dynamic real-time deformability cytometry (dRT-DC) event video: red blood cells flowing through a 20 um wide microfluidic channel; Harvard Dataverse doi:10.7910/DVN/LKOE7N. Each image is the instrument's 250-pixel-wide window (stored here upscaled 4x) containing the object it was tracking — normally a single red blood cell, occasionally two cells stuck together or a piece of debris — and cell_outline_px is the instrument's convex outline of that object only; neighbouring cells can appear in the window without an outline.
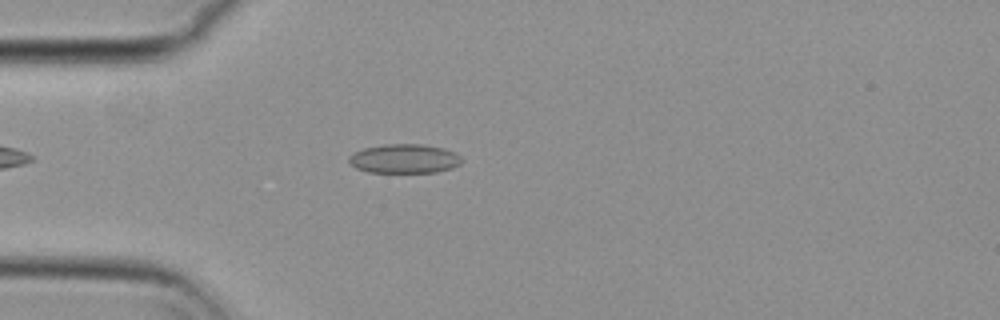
{"species": "common noctule bat (a hibernating species)", "species_latin": "Nyctalus noctula", "temperature_condition": "cold", "stored_images_in_passage": 47, "camera_frame_rate_fps": 3000, "um_per_image_px": 0.085, "animal": {"sex": "female", "body_mass_g": 29.2, "forearm_length_mm": 56.3}, "frame": {"image": 1, "passage_image": 7, "time_ms": 2.0, "image_size_px": [1000, 320], "cell_outline_px": [[464, 160], [460, 164], [452, 168], [436, 172], [368, 172], [356, 168], [348, 160], [348, 156], [352, 152], [364, 148], [384, 144], [420, 144], [444, 148], [456, 152]], "centroid_in_image_um": [34.38, 13.48], "position_along_channel_um": 50.6, "area_um2": 19.31}}
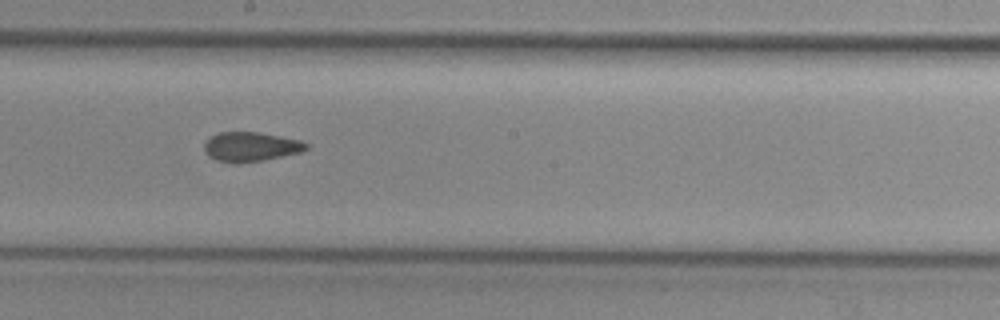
{"frame": {"image": 2, "passage_image": 22, "time_ms": 7.0, "image_size_px": [1000, 320], "cell_outline_px": [[308, 148], [300, 152], [264, 160], [236, 164], [232, 164], [216, 160], [208, 156], [204, 148], [204, 144], [212, 136], [220, 132], [260, 132], [300, 140], [308, 144]], "centroid_in_image_um": [21.3, 12.48], "position_along_channel_um": 226.9, "area_um2": 17.51}}
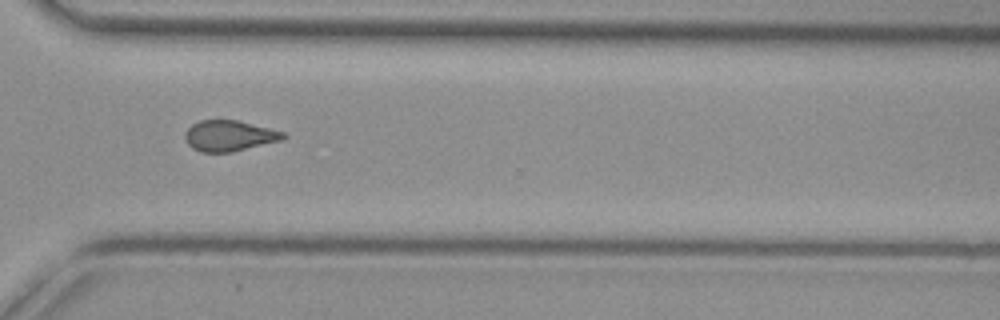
{"frame": {"image": 3, "passage_image": 32, "time_ms": 10.333, "image_size_px": [1000, 320], "cell_outline_px": [[288, 136], [280, 140], [228, 152], [200, 152], [192, 148], [188, 144], [184, 136], [184, 132], [192, 124], [200, 120], [236, 120], [284, 132]], "centroid_in_image_um": [19.43, 11.53], "position_along_channel_um": 351.2, "area_um2": 17.28}, "authors_computed_cell_mechanics": {"area_um2": 17.918, "velocity_mm_per_s": 3.728, "shape_relaxation_time_tau1_ms": null, "shape_relaxation_time_tau2_ms": 2.2509, "deformation_change_tau1": null, "deformation_change_tau2": 0.0752}}